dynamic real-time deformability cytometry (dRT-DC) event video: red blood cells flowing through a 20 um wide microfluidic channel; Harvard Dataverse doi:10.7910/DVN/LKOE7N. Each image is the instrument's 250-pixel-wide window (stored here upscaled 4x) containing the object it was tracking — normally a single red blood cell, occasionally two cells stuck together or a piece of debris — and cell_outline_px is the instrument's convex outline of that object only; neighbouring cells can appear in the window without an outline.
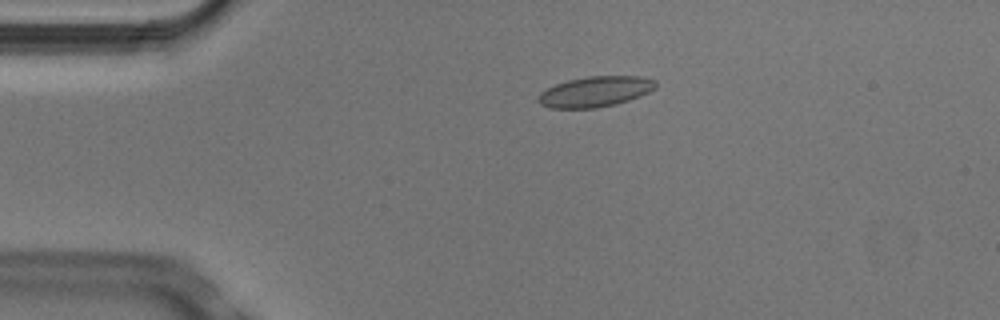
{"species": "Egyptian fruit bat (a non-hibernating species)", "species_latin": "Rousettus aegyptiacus", "temperature_condition": "cold", "stored_images_in_passage": 4, "camera_frame_rate_fps": 3000, "um_per_image_px": 0.085, "animal": {"sex": "male"}, "frame": {"image": 1, "passage_image": 3, "time_ms": 0.667, "image_size_px": [1000, 320], "cell_outline_px": [[656, 88], [640, 96], [616, 104], [596, 108], [552, 108], [540, 104], [536, 100], [540, 92], [556, 84], [568, 80], [588, 76], [640, 76], [656, 80]], "centroid_in_image_um": [50.59, 7.79], "position_along_channel_um": 34.4, "area_um2": 20.87}}